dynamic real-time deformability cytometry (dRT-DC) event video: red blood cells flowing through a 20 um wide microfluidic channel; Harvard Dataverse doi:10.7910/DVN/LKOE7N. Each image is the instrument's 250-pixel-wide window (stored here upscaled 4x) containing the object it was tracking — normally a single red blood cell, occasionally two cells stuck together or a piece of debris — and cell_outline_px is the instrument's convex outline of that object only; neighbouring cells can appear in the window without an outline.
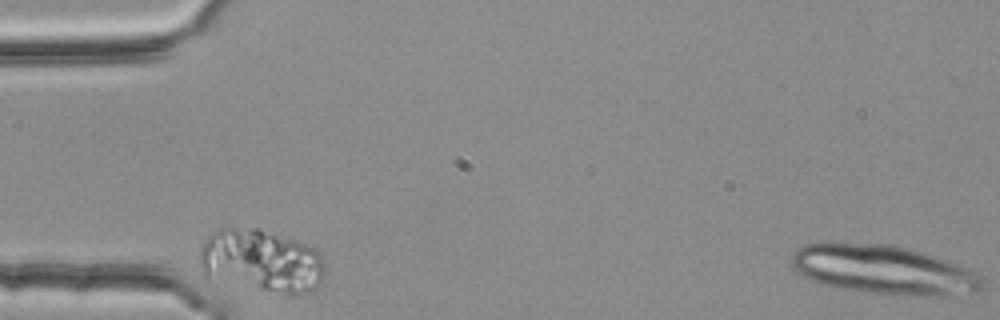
{"species": "common noctule bat (a hibernating species)", "species_latin": "Nyctalus noctula", "temperature_condition": "room temperature", "stored_images_in_passage": 30, "camera_frame_rate_fps": 3000, "um_per_image_px": 0.085, "animal": {"sex": "female", "body_mass_g": 25.1}, "frame": {"image": 1, "passage_image": 1, "time_ms": 0.0, "image_size_px": [1000, 320], "cell_outline_px": [[324, 276], [316, 288], [312, 292], [288, 296], [204, 280], [200, 268], [200, 244], [212, 232], [220, 228], [256, 228], [296, 240], [316, 248], [320, 252], [324, 260]], "centroid_in_image_um": [22.17, 22.23], "position_along_channel_um": 62.8, "area_um2": 47.63}}
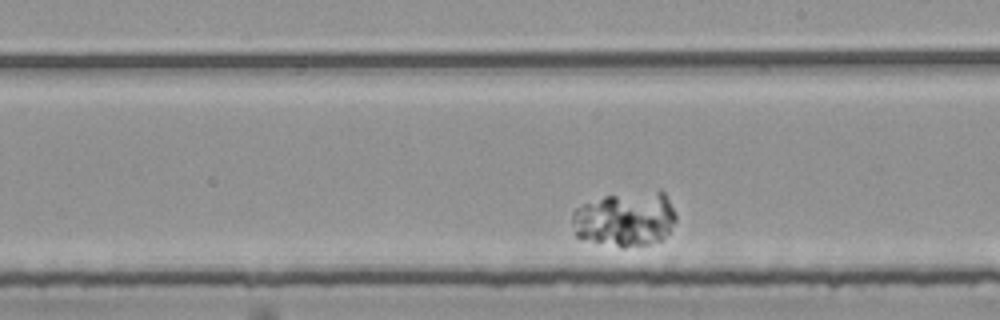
{"frame": {"image": 2, "passage_image": 18, "time_ms": 5.667, "image_size_px": [1000, 320], "cell_outline_px": [[676, 220], [668, 232], [660, 240], [648, 244], [624, 248], [620, 248], [576, 236], [572, 220], [572, 212], [576, 208], [584, 204], [604, 196], [660, 188], [664, 192], [676, 216]], "centroid_in_image_um": [53.16, 18.59], "position_along_channel_um": 235.8, "area_um2": 33.29}}
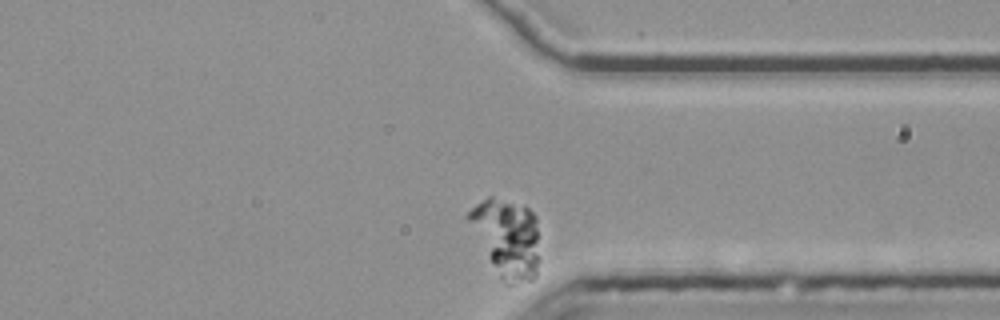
{"frame": {"image": 3, "passage_image": 30, "time_ms": 9.667, "image_size_px": [1000, 320], "cell_outline_px": [[540, 260], [536, 276], [532, 280], [516, 284], [504, 284], [464, 216], [476, 204], [488, 196], [492, 196], [524, 204], [536, 216]], "centroid_in_image_um": [43.12, 20.2], "position_along_channel_um": 368.3, "area_um2": 32.71}}